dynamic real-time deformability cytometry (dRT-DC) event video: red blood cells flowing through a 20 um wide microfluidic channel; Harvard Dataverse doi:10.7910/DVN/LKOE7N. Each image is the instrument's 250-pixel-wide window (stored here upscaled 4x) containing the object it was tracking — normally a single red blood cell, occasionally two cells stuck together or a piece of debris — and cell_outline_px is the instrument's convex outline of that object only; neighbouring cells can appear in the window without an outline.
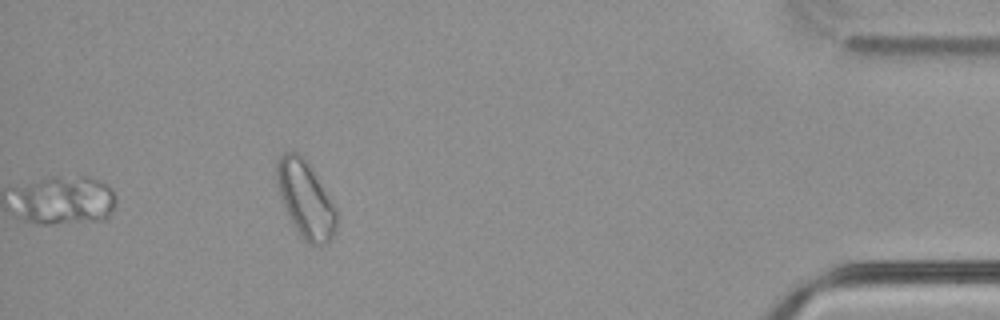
{"species": "common noctule bat (a hibernating species)", "species_latin": "Nyctalus noctula", "temperature_condition": "cold", "stored_images_in_passage": 48, "segment_of_instrument_passage": [2, 2], "camera_frame_rate_fps": 3000, "um_per_image_px": 0.085, "animal": {"sex": "male", "body_mass_g": 21.5, "forearm_length_mm": 52.0}, "frame": {"image": 1, "passage_image": 48, "time_ms": 15.667, "image_size_px": [1000, 320], "cell_outline_px": [[336, 228], [332, 236], [324, 244], [308, 244], [300, 236], [288, 216], [276, 180], [276, 164], [280, 156], [284, 152], [296, 152], [308, 160], [336, 208]], "centroid_in_image_um": [25.97, 16.91], "position_along_channel_um": 409.2, "area_um2": 26.41}}